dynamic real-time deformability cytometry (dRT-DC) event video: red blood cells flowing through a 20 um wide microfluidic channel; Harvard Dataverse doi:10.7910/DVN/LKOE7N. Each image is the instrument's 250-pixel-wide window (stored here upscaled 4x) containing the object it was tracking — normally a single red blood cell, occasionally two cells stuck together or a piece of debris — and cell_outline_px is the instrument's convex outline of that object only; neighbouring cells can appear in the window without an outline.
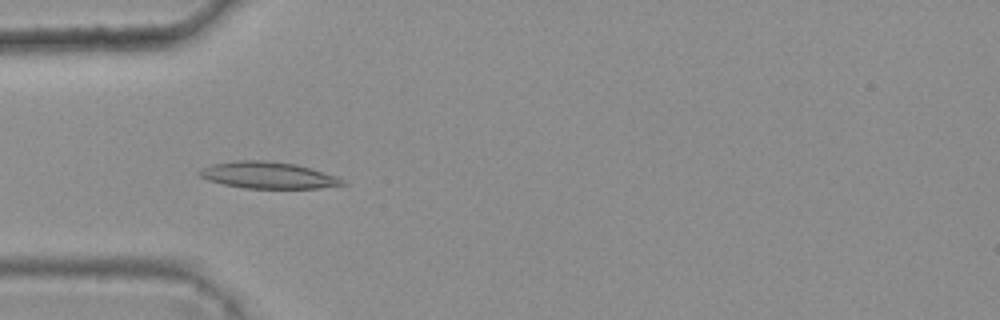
{"species": "common noctule bat (a hibernating species)", "species_latin": "Nyctalus noctula", "temperature_condition": "warm", "stored_images_in_passage": 31, "camera_frame_rate_fps": 3000, "um_per_image_px": 0.085, "animal": {"sex": "female", "body_mass_g": 25.1}, "frame": {"image": 1, "passage_image": 5, "time_ms": 1.333, "image_size_px": [1000, 320], "cell_outline_px": [[348, 184], [320, 188], [244, 188], [224, 184], [208, 180], [200, 176], [196, 172], [200, 168], [212, 164], [236, 160], [264, 160], [296, 164], [336, 176], [344, 180]], "centroid_in_image_um": [22.76, 14.89], "position_along_channel_um": 62.2, "area_um2": 22.2}}
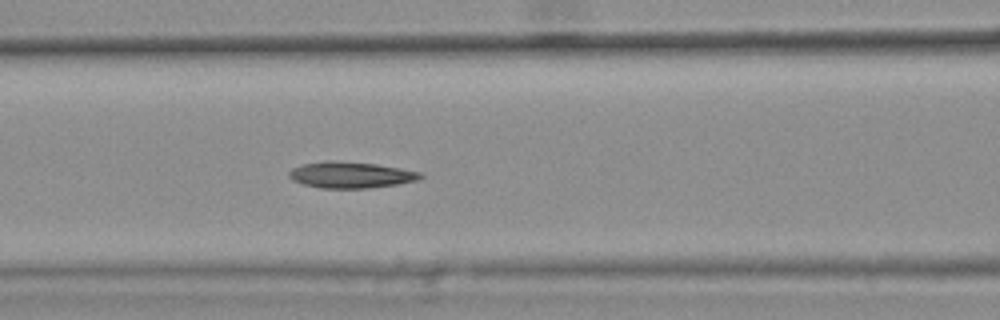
{"frame": {"image": 2, "passage_image": 11, "time_ms": 3.333, "image_size_px": [1000, 320], "cell_outline_px": [[424, 176], [416, 180], [396, 184], [368, 188], [320, 188], [304, 184], [292, 180], [288, 176], [288, 172], [292, 168], [300, 164], [328, 160], [332, 160], [376, 164], [400, 168], [420, 172]], "centroid_in_image_um": [29.76, 14.86], "position_along_channel_um": 136.8, "area_um2": 20.06}}
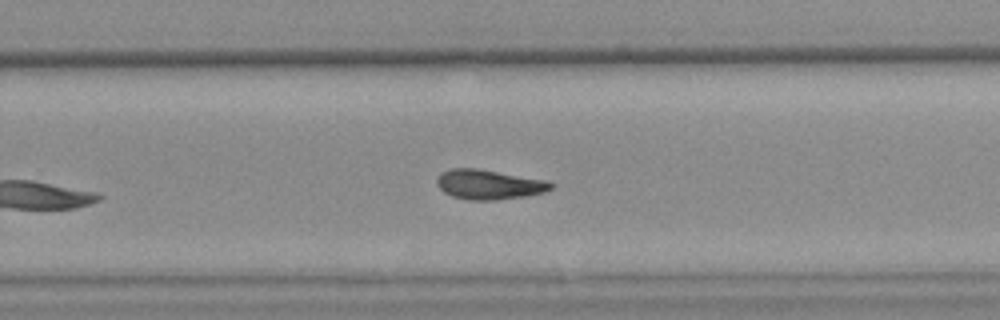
{"frame": {"image": 3, "passage_image": 23, "time_ms": 7.333, "image_size_px": [1000, 320], "cell_outline_px": [[556, 188], [544, 192], [528, 196], [496, 200], [468, 200], [452, 196], [444, 192], [436, 184], [436, 176], [440, 172], [448, 168], [476, 168], [544, 180], [556, 184]], "centroid_in_image_um": [41.54, 15.68], "position_along_channel_um": 288.3, "area_um2": 20.0}, "authors_computed_cell_mechanics": {"area_um2": 19.7098, "velocity_mm_per_s": 3.7974, "shape_relaxation_time_tau1_ms": null, "shape_relaxation_time_tau2_ms": 7.1429, "deformation_change_tau1": null, "deformation_change_tau2": 0.1641}}